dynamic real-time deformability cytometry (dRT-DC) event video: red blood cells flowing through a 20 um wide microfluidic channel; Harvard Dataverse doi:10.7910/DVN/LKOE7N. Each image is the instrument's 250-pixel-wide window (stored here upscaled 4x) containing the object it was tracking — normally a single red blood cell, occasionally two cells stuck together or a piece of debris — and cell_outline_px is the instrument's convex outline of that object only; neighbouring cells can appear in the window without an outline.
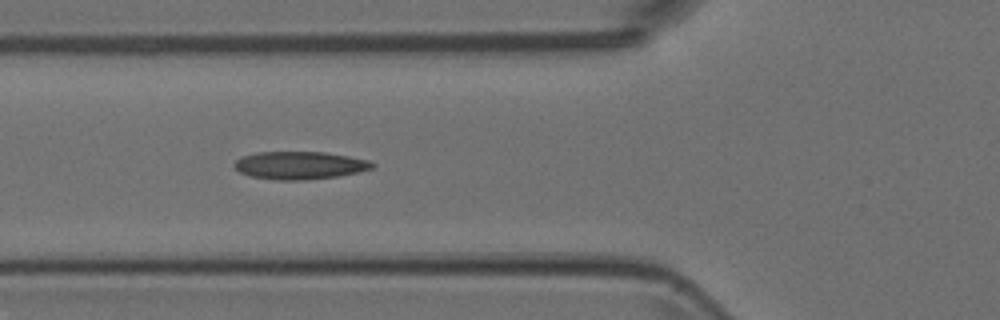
{"species": "Egyptian fruit bat (a non-hibernating species)", "species_latin": "Rousettus aegyptiacus", "temperature_condition": "room temperature", "stored_images_in_passage": 7, "camera_frame_rate_fps": 3000, "um_per_image_px": 0.085, "animal": {"sex": "female"}, "frame": {"image": 1, "passage_image": 2, "time_ms": 0.333, "image_size_px": [1000, 320], "cell_outline_px": [[376, 164], [372, 168], [356, 172], [336, 176], [304, 180], [276, 180], [252, 176], [240, 172], [232, 164], [240, 156], [256, 152], [324, 152], [348, 156], [368, 160]], "centroid_in_image_um": [25.43, 14.04], "position_along_channel_um": 100.4, "area_um2": 22.2}}
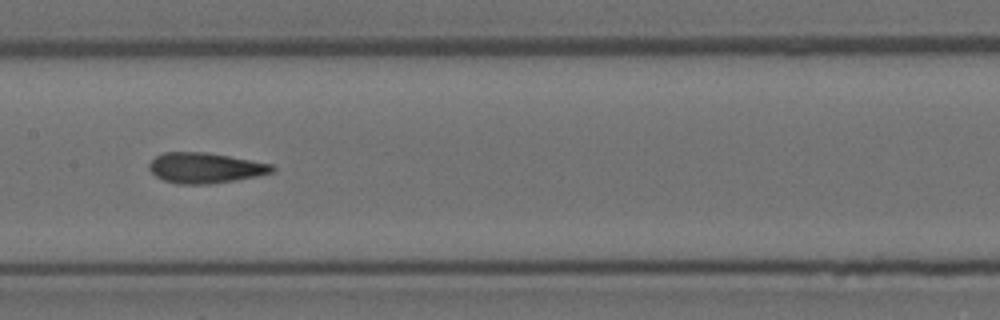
{"frame": {"image": 2, "passage_image": 4, "time_ms": 1.0, "image_size_px": [1000, 320], "cell_outline_px": [[276, 168], [272, 172], [256, 176], [236, 180], [208, 184], [176, 184], [164, 180], [156, 176], [148, 168], [148, 164], [156, 156], [164, 152], [208, 152], [272, 164]], "centroid_in_image_um": [17.42, 14.27], "position_along_channel_um": 190.0, "area_um2": 21.79}}
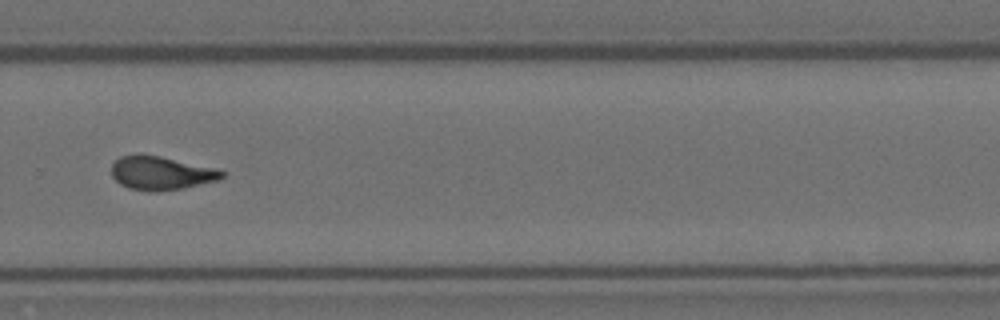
{"frame": {"image": 3, "passage_image": 7, "time_ms": 2.0, "image_size_px": [1000, 320], "cell_outline_px": [[224, 176], [216, 180], [184, 188], [156, 192], [152, 192], [128, 188], [120, 184], [112, 176], [112, 164], [120, 156], [136, 152], [140, 152], [160, 156], [212, 168], [224, 172]], "centroid_in_image_um": [13.6, 14.7], "position_along_channel_um": 316.2, "area_um2": 21.62}}